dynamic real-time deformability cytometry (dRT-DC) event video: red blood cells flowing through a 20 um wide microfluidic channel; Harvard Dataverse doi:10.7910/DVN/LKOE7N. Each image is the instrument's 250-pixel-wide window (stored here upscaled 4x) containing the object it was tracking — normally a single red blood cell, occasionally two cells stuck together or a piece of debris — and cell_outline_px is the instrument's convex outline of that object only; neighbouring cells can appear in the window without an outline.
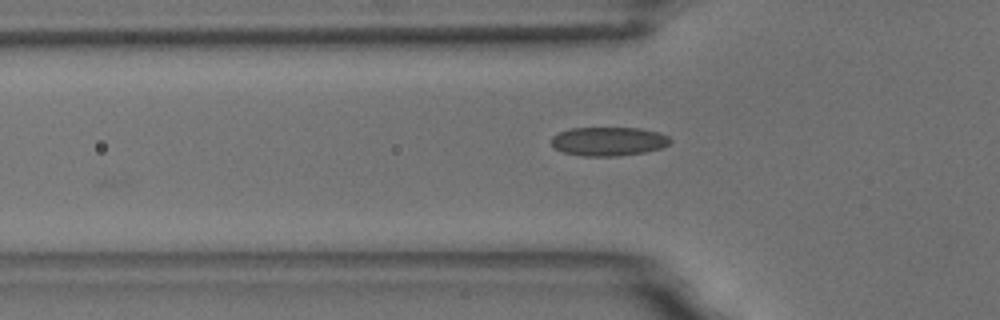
{"species": "common noctule bat (a hibernating species)", "species_latin": "Nyctalus noctula", "temperature_condition": "room temperature", "stored_images_in_passage": 38, "camera_frame_rate_fps": 3000, "um_per_image_px": 0.085, "animal": {"sex": "male", "body_mass_g": 18.8}, "frame": {"image": 1, "passage_image": 2, "time_ms": 0.333, "image_size_px": [1000, 320], "cell_outline_px": [[672, 140], [668, 144], [660, 148], [644, 152], [616, 156], [580, 156], [564, 152], [556, 148], [552, 144], [552, 136], [568, 128], [640, 128], [660, 132], [668, 136]], "centroid_in_image_um": [51.73, 12.01], "position_along_channel_um": 74.1, "area_um2": 19.94}}
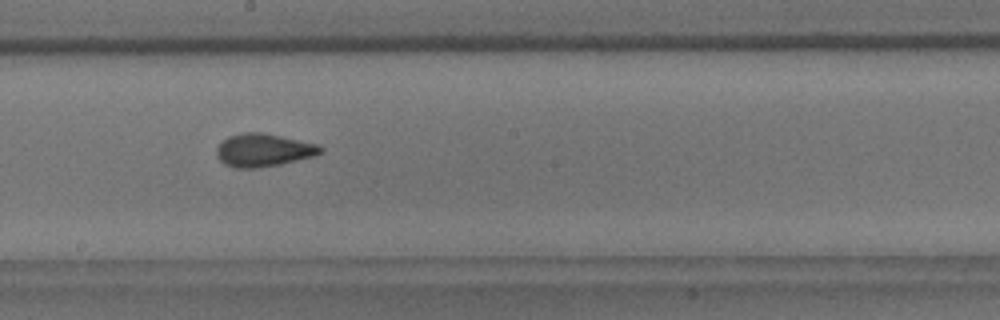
{"frame": {"image": 2, "passage_image": 14, "time_ms": 4.333, "image_size_px": [1000, 320], "cell_outline_px": [[324, 152], [316, 156], [280, 164], [256, 168], [236, 168], [224, 164], [216, 156], [216, 148], [228, 136], [244, 132], [260, 132], [280, 136], [316, 144], [324, 148]], "centroid_in_image_um": [22.4, 12.77], "position_along_channel_um": 225.8, "area_um2": 19.94}}
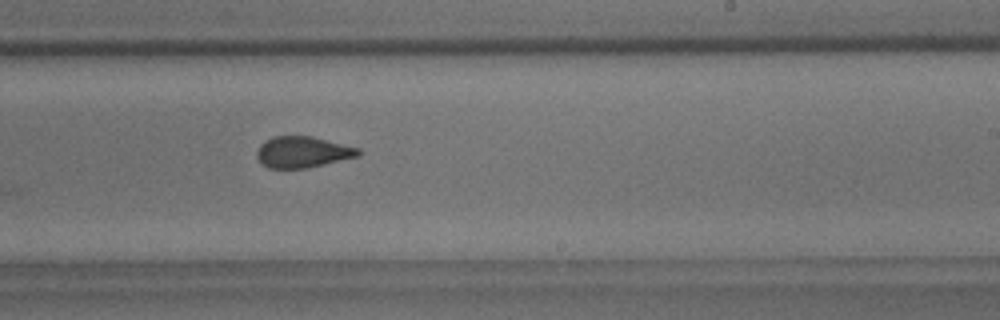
{"frame": {"image": 3, "passage_image": 17, "time_ms": 5.333, "image_size_px": [1000, 320], "cell_outline_px": [[360, 156], [308, 168], [268, 168], [260, 164], [256, 156], [256, 152], [260, 144], [264, 140], [272, 136], [312, 136], [360, 148]], "centroid_in_image_um": [25.7, 12.92], "position_along_channel_um": 263.3, "area_um2": 18.73}, "authors_computed_cell_mechanics": {"area_um2": 18.6694, "velocity_mm_per_s": 3.7632, "shape_relaxation_time_tau1_ms": 7.0876, "shape_relaxation_time_tau2_ms": 1.6351, "deformation_change_tau1": 0.1529, "deformation_change_tau2": 0.0702}}